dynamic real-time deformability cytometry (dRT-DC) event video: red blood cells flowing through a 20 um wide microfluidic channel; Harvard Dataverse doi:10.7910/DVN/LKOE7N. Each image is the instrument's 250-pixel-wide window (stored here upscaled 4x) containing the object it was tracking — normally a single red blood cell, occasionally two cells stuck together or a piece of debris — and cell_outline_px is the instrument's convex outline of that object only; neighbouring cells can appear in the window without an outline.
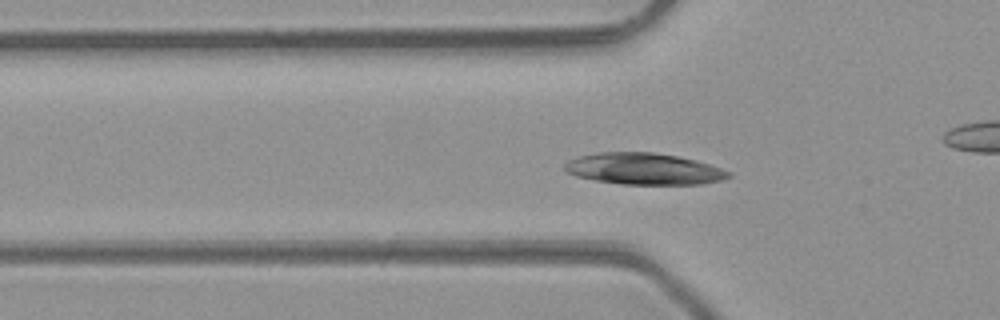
{"species": "common noctule bat (a hibernating species)", "species_latin": "Nyctalus noctula", "temperature_condition": "room temperature", "stored_images_in_passage": 38, "camera_frame_rate_fps": 3000, "um_per_image_px": 0.085, "animal": {"sex": "male", "body_mass_g": 23.1, "forearm_length_mm": 52.7}, "frame": {"image": 1, "passage_image": 5, "time_ms": 1.333, "image_size_px": [1000, 320], "cell_outline_px": [[732, 176], [720, 180], [700, 184], [620, 184], [596, 180], [576, 176], [568, 172], [564, 168], [564, 164], [568, 160], [580, 156], [596, 152], [656, 152], [696, 160], [732, 172]], "centroid_in_image_um": [54.73, 14.34], "position_along_channel_um": 71.1, "area_um2": 30.0}}
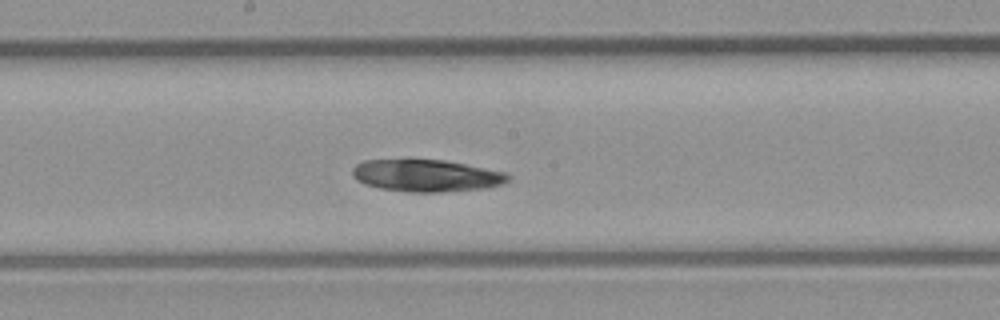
{"frame": {"image": 2, "passage_image": 15, "time_ms": 4.667, "image_size_px": [1000, 320], "cell_outline_px": [[512, 176], [508, 180], [500, 184], [488, 188], [440, 192], [408, 192], [380, 188], [364, 184], [356, 180], [352, 176], [352, 168], [356, 164], [364, 160], [408, 156], [444, 160], [504, 172]], "centroid_in_image_um": [36.14, 14.88], "position_along_channel_um": 212.1, "area_um2": 30.17}}
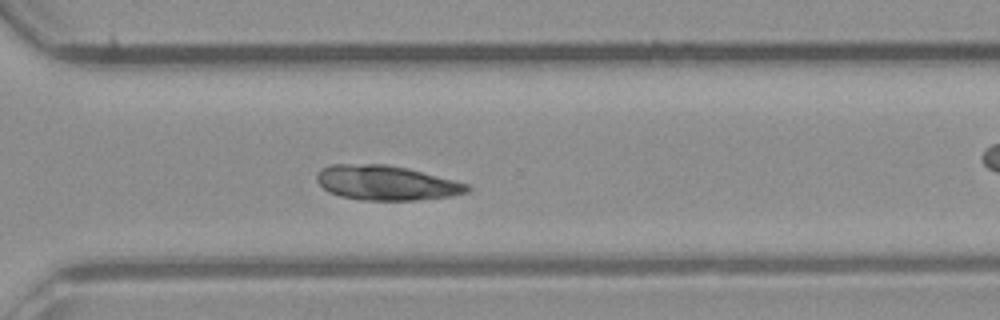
{"frame": {"image": 3, "passage_image": 24, "time_ms": 7.667, "image_size_px": [1000, 320], "cell_outline_px": [[472, 188], [468, 192], [452, 196], [416, 200], [364, 200], [340, 196], [328, 192], [316, 180], [316, 176], [320, 168], [332, 164], [384, 164], [408, 168], [456, 180], [468, 184]], "centroid_in_image_um": [32.85, 15.54], "position_along_channel_um": 337.8, "area_um2": 30.58}}